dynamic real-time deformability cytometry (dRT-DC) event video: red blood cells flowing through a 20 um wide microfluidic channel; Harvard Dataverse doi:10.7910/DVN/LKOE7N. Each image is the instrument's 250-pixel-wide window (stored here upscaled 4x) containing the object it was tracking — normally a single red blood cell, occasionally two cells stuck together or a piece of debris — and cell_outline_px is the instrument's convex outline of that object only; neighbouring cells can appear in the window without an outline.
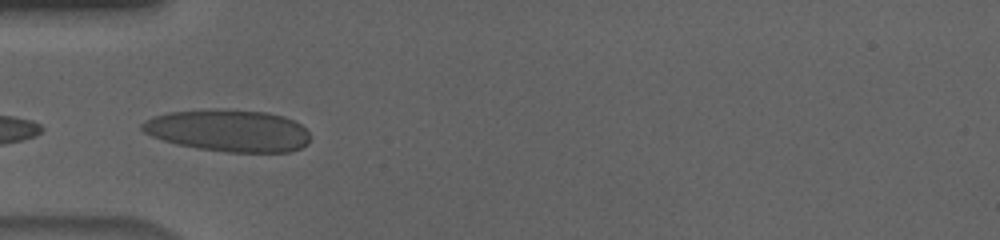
{"species": "human", "species_latin": "Homo sapiens", "temperature_condition": "cold", "stored_images_in_passage": 6, "camera_frame_rate_fps": 3000, "um_per_image_px": 0.085, "donor": {"sex": "male"}, "frame": {"image": 1, "passage_image": 1, "time_ms": 0.0, "image_size_px": [1000, 240], "cell_outline_px": [[308, 144], [300, 148], [288, 152], [224, 152], [196, 148], [176, 144], [152, 136], [144, 132], [140, 128], [140, 124], [152, 116], [168, 112], [212, 108], [268, 112], [284, 116], [300, 124], [308, 132]], "centroid_in_image_um": [19.38, 11.09], "position_along_channel_um": 65.6, "area_um2": 41.44}}